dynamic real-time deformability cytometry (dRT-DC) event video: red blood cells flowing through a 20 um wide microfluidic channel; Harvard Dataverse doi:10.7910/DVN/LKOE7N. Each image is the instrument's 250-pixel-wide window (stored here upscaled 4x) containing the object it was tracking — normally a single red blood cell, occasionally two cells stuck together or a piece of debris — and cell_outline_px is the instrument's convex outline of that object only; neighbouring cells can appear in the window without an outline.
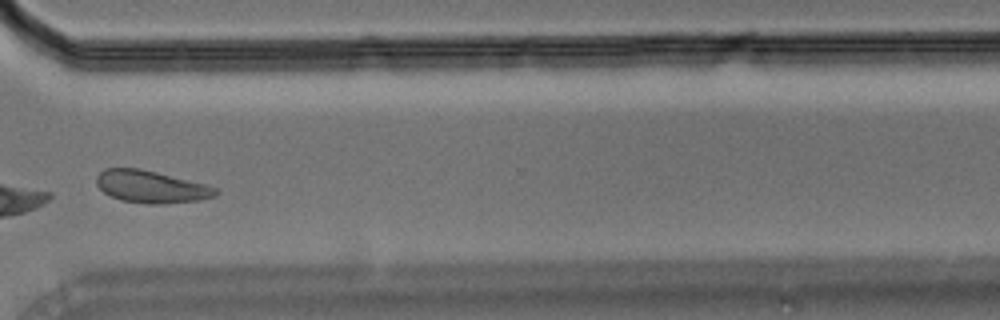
{"species": "Egyptian fruit bat (a non-hibernating species)", "species_latin": "Rousettus aegyptiacus", "temperature_condition": "room temperature", "stored_images_in_passage": 40, "camera_frame_rate_fps": 3000, "um_per_image_px": 0.085, "animal": {"sex": "male"}, "frame": {"image": 1, "passage_image": 29, "time_ms": 9.333, "image_size_px": [1000, 320], "cell_outline_px": [[220, 192], [216, 196], [200, 200], [164, 204], [148, 204], [120, 200], [104, 192], [96, 184], [96, 176], [104, 168], [140, 168], [208, 184], [216, 188]], "centroid_in_image_um": [12.88, 15.87], "position_along_channel_um": 357.7, "area_um2": 22.66}}